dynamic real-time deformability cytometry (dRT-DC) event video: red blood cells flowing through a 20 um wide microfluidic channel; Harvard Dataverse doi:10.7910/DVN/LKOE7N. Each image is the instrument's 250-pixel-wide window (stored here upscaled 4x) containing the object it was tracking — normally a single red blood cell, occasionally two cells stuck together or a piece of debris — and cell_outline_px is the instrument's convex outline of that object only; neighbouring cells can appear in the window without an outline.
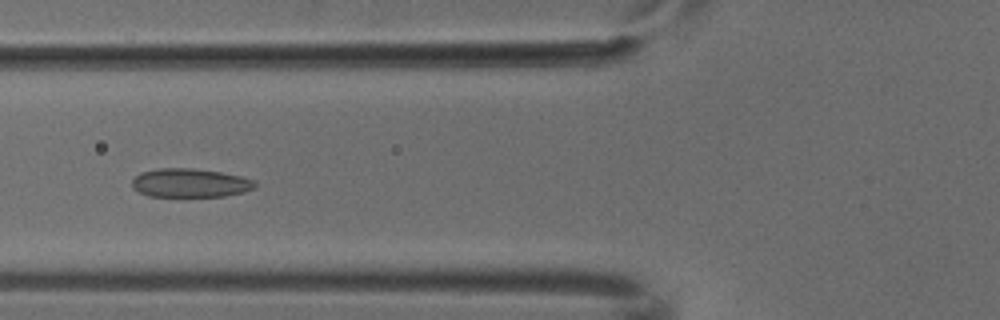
{"species": "common noctule bat (a hibernating species)", "species_latin": "Nyctalus noctula", "temperature_condition": "cold", "stored_images_in_passage": 6, "camera_frame_rate_fps": 3000, "um_per_image_px": 0.085, "animal": {"sex": "male", "body_mass_g": 18.8}, "frame": {"image": 1, "passage_image": 6, "time_ms": 1.667, "image_size_px": [1000, 320], "cell_outline_px": [[256, 188], [244, 192], [224, 196], [148, 196], [132, 188], [132, 180], [140, 172], [156, 168], [192, 168], [220, 172], [240, 176], [256, 180]], "centroid_in_image_um": [16.16, 15.54], "position_along_channel_um": 109.6, "area_um2": 20.69}}